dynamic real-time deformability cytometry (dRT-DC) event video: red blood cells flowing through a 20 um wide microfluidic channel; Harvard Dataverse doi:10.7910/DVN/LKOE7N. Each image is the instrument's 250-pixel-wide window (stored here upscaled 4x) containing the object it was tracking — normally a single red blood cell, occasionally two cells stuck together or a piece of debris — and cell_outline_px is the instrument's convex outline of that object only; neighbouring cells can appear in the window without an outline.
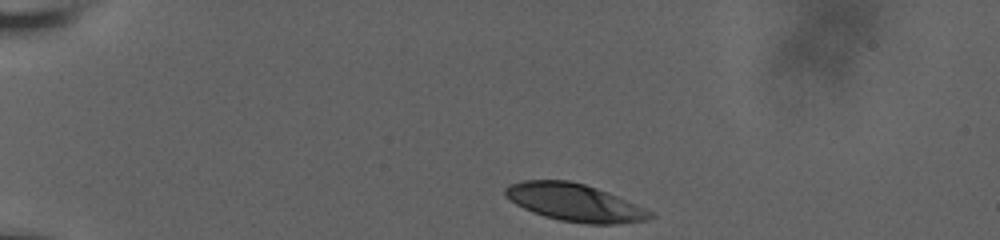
{"species": "human", "species_latin": "Homo sapiens", "temperature_condition": "room temperature", "stored_images_in_passage": 66, "camera_frame_rate_fps": 3000, "um_per_image_px": 0.085, "donor": {"sex": "male"}, "frame": {"image": 1, "passage_image": 1, "time_ms": 0.0, "image_size_px": [1000, 240], "cell_outline_px": [[656, 216], [648, 220], [616, 224], [588, 224], [560, 220], [544, 216], [532, 212], [516, 204], [504, 196], [504, 188], [508, 184], [524, 180], [568, 180], [584, 184], [608, 192], [644, 208], [652, 212]], "centroid_in_image_um": [48.82, 17.21], "position_along_channel_um": 36.2, "area_um2": 31.67}}
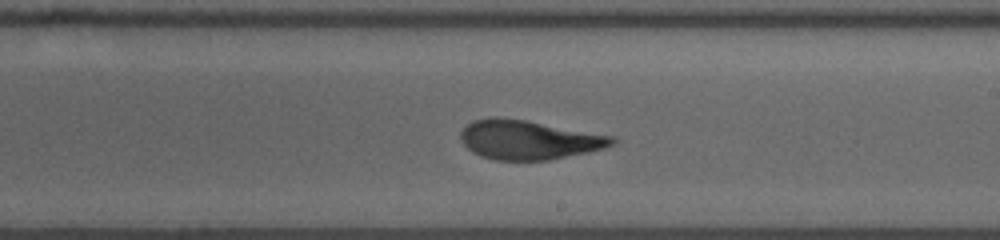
{"frame": {"image": 2, "passage_image": 34, "time_ms": 7.667, "image_size_px": [1000, 240], "cell_outline_px": [[616, 140], [612, 144], [604, 148], [588, 152], [548, 160], [496, 160], [480, 156], [472, 152], [460, 140], [460, 132], [472, 120], [488, 116], [496, 116], [524, 120], [616, 136]], "centroid_in_image_um": [44.91, 11.87], "position_along_channel_um": 244.1, "area_um2": 34.68}}
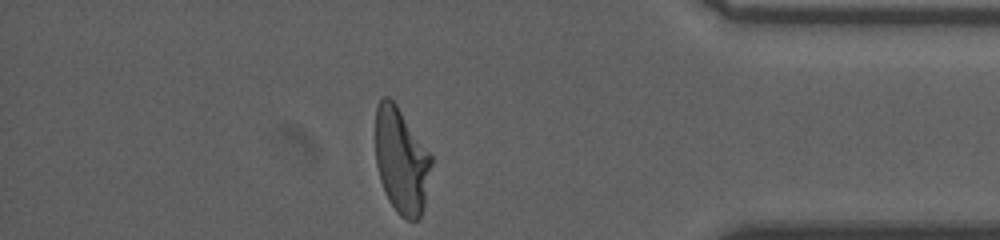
{"frame": {"image": 3, "passage_image": 63, "time_ms": 12.667, "image_size_px": [1000, 240], "cell_outline_px": [[432, 164], [424, 208], [420, 216], [416, 220], [408, 220], [400, 216], [396, 212], [388, 200], [384, 192], [380, 180], [376, 164], [376, 108], [380, 100], [384, 96], [388, 96], [396, 104], [432, 156]], "centroid_in_image_um": [34.11, 13.69], "position_along_channel_um": 401.1, "area_um2": 34.39}, "authors_computed_cell_mechanics": {"area_um2": 34.4199, "velocity_mm_per_s": 3.6514, "shape_relaxation_time_tau1_ms": 5.8199, "shape_relaxation_time_tau2_ms": 1.5285, "deformation_change_tau1": 0.2062, "deformation_change_tau2": 0.0761}}